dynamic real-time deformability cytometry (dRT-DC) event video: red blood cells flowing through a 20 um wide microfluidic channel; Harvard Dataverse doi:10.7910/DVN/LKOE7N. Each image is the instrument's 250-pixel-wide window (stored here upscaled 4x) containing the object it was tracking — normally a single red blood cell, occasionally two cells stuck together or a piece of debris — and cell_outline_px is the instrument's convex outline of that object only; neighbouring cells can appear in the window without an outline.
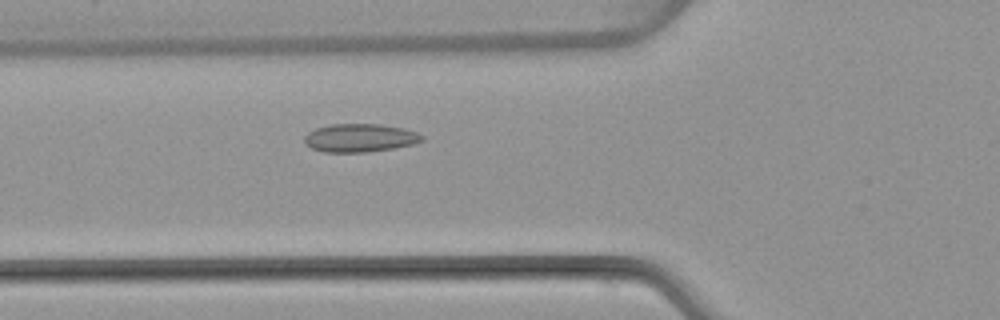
{"species": "common noctule bat (a hibernating species)", "species_latin": "Nyctalus noctula", "temperature_condition": "warm", "stored_images_in_passage": 50, "camera_frame_rate_fps": 3000, "um_per_image_px": 0.085, "animal": {"sex": "female", "body_mass_g": 22.7, "forearm_length_mm": 54.2}, "frame": {"image": 1, "passage_image": 17, "time_ms": 5.333, "image_size_px": [1000, 320], "cell_outline_px": [[424, 140], [412, 144], [392, 148], [364, 152], [324, 152], [312, 148], [304, 144], [304, 136], [308, 132], [316, 128], [328, 124], [380, 124], [404, 128], [416, 132], [424, 136]], "centroid_in_image_um": [30.56, 11.71], "position_along_channel_um": 95.2, "area_um2": 19.36}}
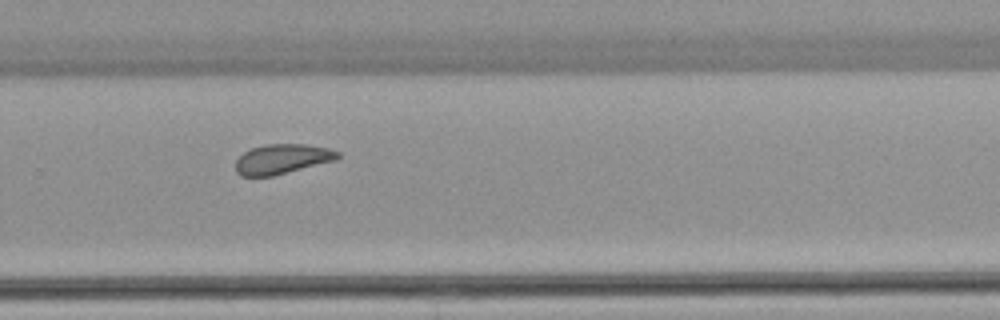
{"frame": {"image": 2, "passage_image": 33, "time_ms": 10.667, "image_size_px": [1000, 320], "cell_outline_px": [[340, 156], [336, 160], [272, 176], [240, 176], [236, 172], [236, 160], [244, 152], [252, 148], [268, 144], [304, 144], [328, 148], [340, 152]], "centroid_in_image_um": [23.99, 13.52], "position_along_channel_um": 305.8, "area_um2": 17.63}}
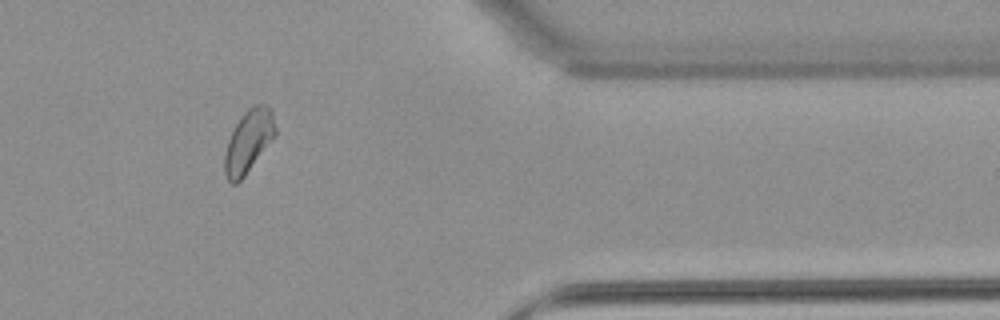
{"frame": {"image": 3, "passage_image": 41, "time_ms": 13.333, "image_size_px": [1000, 320], "cell_outline_px": [[276, 136], [244, 176], [236, 184], [232, 184], [228, 180], [224, 172], [224, 156], [228, 140], [236, 124], [244, 112], [248, 108], [256, 104], [264, 104], [272, 108], [276, 128]], "centroid_in_image_um": [21.14, 12.0], "position_along_channel_um": 390.3, "area_um2": 18.55}, "authors_computed_cell_mechanics": {"area_um2": 18.9295, "velocity_mm_per_s": 3.9539, "shape_relaxation_time_tau1_ms": null, "shape_relaxation_time_tau2_ms": 2.468, "deformation_change_tau1": null, "deformation_change_tau2": 0.0684}}